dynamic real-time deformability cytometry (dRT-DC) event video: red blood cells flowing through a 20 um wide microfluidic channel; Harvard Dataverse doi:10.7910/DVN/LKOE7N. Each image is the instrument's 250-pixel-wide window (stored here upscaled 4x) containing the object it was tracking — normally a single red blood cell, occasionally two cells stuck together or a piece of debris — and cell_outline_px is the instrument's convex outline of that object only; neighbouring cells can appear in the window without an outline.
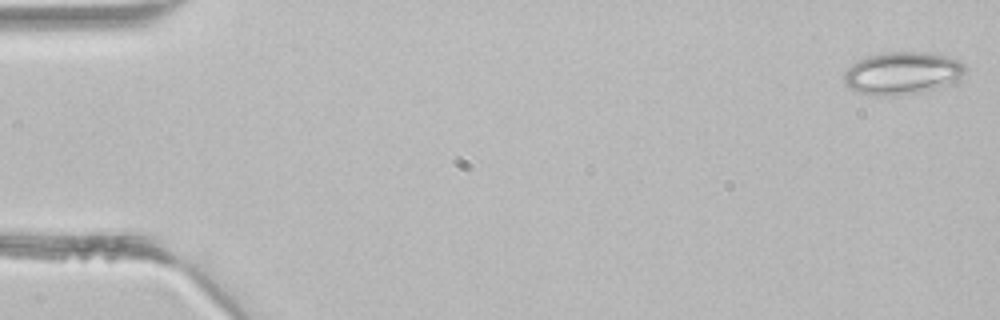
{"species": "common noctule bat (a hibernating species)", "species_latin": "Nyctalus noctula", "temperature_condition": "room temperature", "stored_images_in_passage": 43, "segment_of_instrument_passage": [1, 2], "camera_frame_rate_fps": 3000, "um_per_image_px": 0.085, "animal": {"sex": "male", "body_mass_g": 21.5, "forearm_length_mm": 52.0}, "frame": {"image": 1, "passage_image": 1, "time_ms": 0.0, "image_size_px": [1000, 320], "cell_outline_px": [[968, 68], [956, 80], [936, 88], [920, 92], [896, 96], [872, 96], [856, 92], [848, 88], [844, 84], [844, 72], [856, 60], [880, 52], [932, 52], [960, 60]], "centroid_in_image_um": [76.65, 6.22], "position_along_channel_um": 8.4, "area_um2": 30.46}}
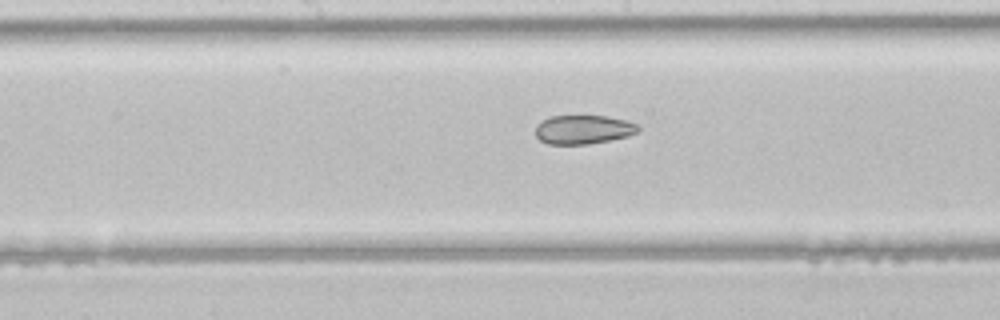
{"frame": {"image": 2, "passage_image": 22, "time_ms": 7.0, "image_size_px": [1000, 320], "cell_outline_px": [[640, 128], [636, 132], [628, 136], [588, 144], [548, 144], [540, 140], [536, 136], [536, 124], [548, 116], [608, 116], [624, 120], [636, 124]], "centroid_in_image_um": [49.54, 11.0], "position_along_channel_um": 198.7, "area_um2": 17.22}}
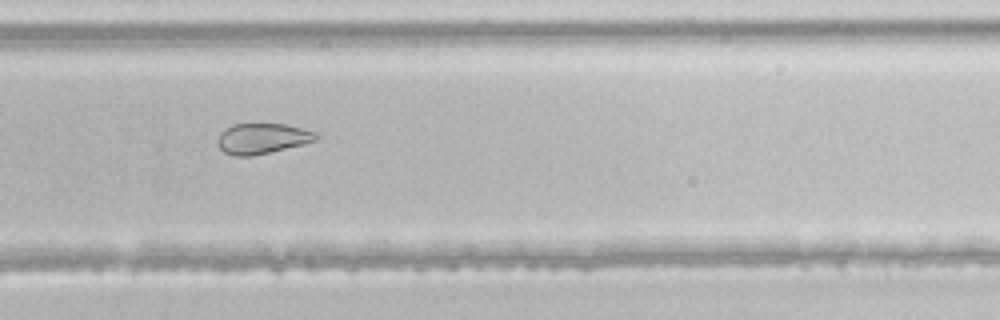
{"frame": {"image": 3, "passage_image": 29, "time_ms": 9.333, "image_size_px": [1000, 320], "cell_outline_px": [[320, 136], [316, 140], [304, 144], [252, 156], [232, 156], [224, 152], [216, 144], [216, 140], [220, 132], [224, 128], [232, 124], [284, 124], [316, 132]], "centroid_in_image_um": [22.24, 11.78], "position_along_channel_um": 307.6, "area_um2": 17.63}}